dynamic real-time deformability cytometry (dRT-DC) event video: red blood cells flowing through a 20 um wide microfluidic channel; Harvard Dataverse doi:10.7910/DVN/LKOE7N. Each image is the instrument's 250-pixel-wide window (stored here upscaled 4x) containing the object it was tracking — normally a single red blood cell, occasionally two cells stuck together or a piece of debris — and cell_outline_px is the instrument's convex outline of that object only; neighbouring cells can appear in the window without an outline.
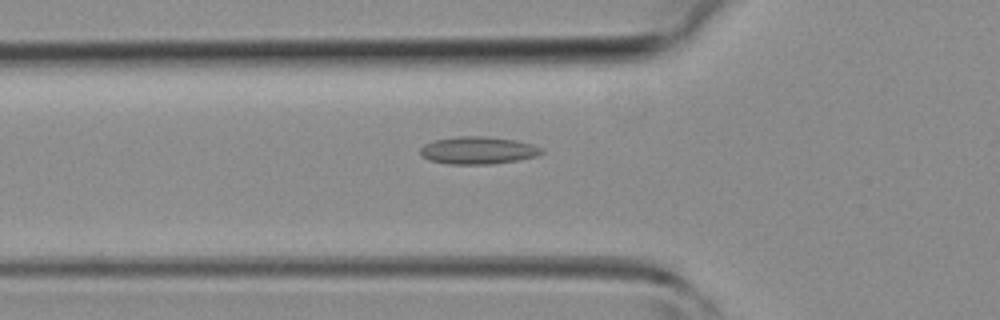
{"species": "common noctule bat (a hibernating species)", "species_latin": "Nyctalus noctula", "temperature_condition": "room temperature", "stored_images_in_passage": 32, "camera_frame_rate_fps": 3000, "um_per_image_px": 0.085, "animal": {"sex": "female", "body_mass_g": 19.3, "forearm_length_mm": 54.1}, "frame": {"image": 1, "passage_image": 3, "time_ms": 0.667, "image_size_px": [1000, 320], "cell_outline_px": [[544, 152], [536, 156], [520, 160], [492, 164], [448, 164], [428, 160], [420, 152], [420, 148], [424, 144], [436, 140], [456, 136], [484, 136], [516, 140], [532, 144], [544, 148]], "centroid_in_image_um": [40.66, 12.78], "position_along_channel_um": 85.1, "area_um2": 19.54}}
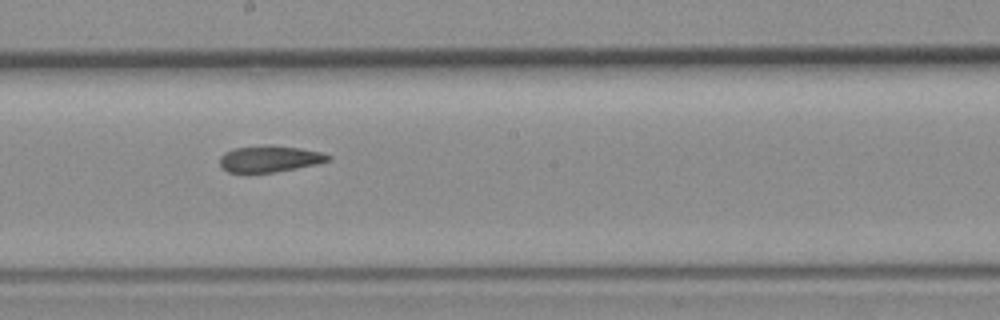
{"frame": {"image": 2, "passage_image": 12, "time_ms": 3.667, "image_size_px": [1000, 320], "cell_outline_px": [[332, 160], [320, 164], [276, 172], [248, 176], [228, 172], [220, 164], [220, 156], [224, 152], [232, 148], [268, 144], [272, 144], [300, 148], [320, 152], [332, 156]], "centroid_in_image_um": [22.9, 13.53], "position_along_channel_um": 225.3, "area_um2": 17.69}}
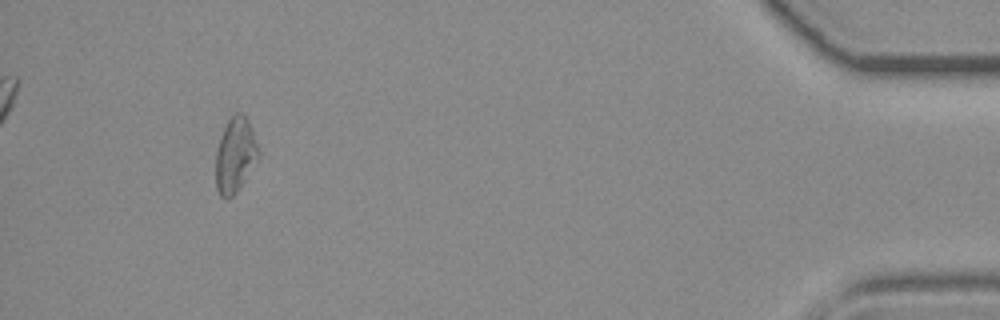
{"frame": {"image": 3, "passage_image": 29, "time_ms": 9.333, "image_size_px": [1000, 320], "cell_outline_px": [[260, 156], [236, 192], [228, 200], [224, 200], [220, 196], [216, 188], [216, 152], [220, 136], [232, 112], [240, 112], [248, 120], [252, 128], [260, 152]], "centroid_in_image_um": [19.99, 13.18], "position_along_channel_um": 415.2, "area_um2": 18.79}}